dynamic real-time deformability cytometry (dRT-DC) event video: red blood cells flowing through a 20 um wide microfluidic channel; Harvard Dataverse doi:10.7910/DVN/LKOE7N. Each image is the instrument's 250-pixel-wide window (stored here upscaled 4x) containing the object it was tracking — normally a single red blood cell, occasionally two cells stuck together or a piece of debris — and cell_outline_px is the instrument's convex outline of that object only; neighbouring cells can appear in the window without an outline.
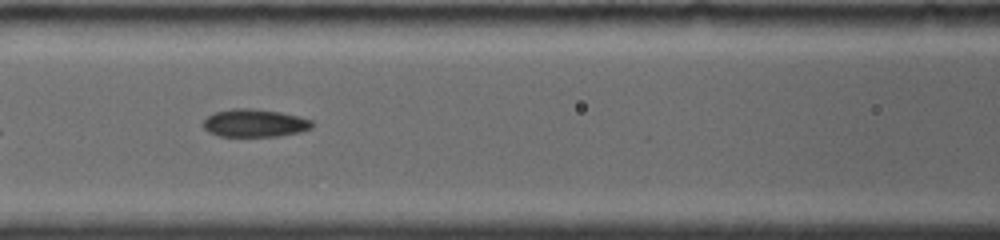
{"species": "common noctule bat (a hibernating species)", "species_latin": "Nyctalus noctula", "temperature_condition": "room temperature", "stored_images_in_passage": 19, "camera_frame_rate_fps": 4000, "um_per_image_px": 0.085, "animal": {"sex": "female", "body_mass_g": 19.0, "forearm_length_mm": 56.7}, "frame": {"image": 1, "passage_image": 4, "time_ms": 2.5, "image_size_px": [1000, 240], "cell_outline_px": [[312, 128], [300, 132], [280, 136], [220, 136], [208, 132], [204, 128], [204, 120], [208, 116], [216, 112], [232, 108], [252, 108], [280, 112], [300, 116], [312, 120]], "centroid_in_image_um": [21.67, 10.46], "position_along_channel_um": 144.9, "area_um2": 17.69}}